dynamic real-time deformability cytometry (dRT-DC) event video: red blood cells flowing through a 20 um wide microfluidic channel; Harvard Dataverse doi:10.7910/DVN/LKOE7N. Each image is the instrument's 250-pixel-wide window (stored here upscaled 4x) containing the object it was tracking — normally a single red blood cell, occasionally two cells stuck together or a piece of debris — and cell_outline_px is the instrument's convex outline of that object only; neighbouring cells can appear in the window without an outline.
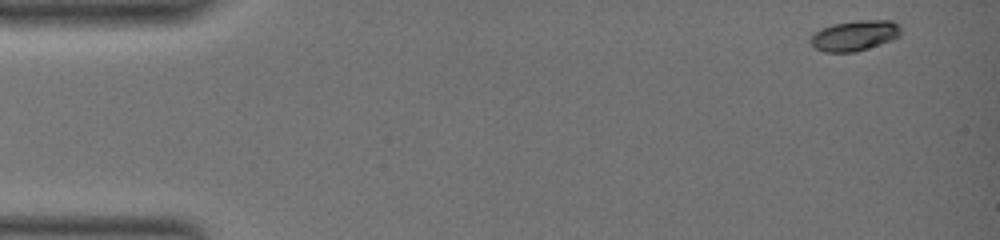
{"species": "common noctule bat (a hibernating species)", "species_latin": "Nyctalus noctula", "temperature_condition": "warm", "stored_images_in_passage": 49, "camera_frame_rate_fps": 3000, "um_per_image_px": 0.085, "animal": {"sex": "female", "body_mass_g": 19.0, "forearm_length_mm": 51.5}, "frame": {"image": 1, "passage_image": 1, "time_ms": 0.0, "image_size_px": [1000, 240], "cell_outline_px": [[900, 36], [880, 44], [856, 52], [824, 52], [816, 48], [808, 40], [820, 28], [832, 24], [856, 20], [892, 20], [900, 24]], "centroid_in_image_um": [72.65, 3.01], "position_along_channel_um": 12.4, "area_um2": 16.07}}
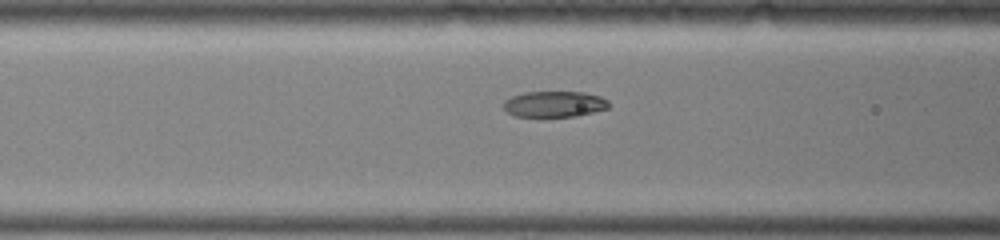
{"frame": {"image": 2, "passage_image": 20, "time_ms": 6.333, "image_size_px": [1000, 240], "cell_outline_px": [[608, 108], [576, 116], [516, 116], [508, 112], [504, 108], [504, 100], [512, 96], [524, 92], [584, 92], [600, 96], [608, 100]], "centroid_in_image_um": [47.12, 8.84], "position_along_channel_um": 119.5, "area_um2": 15.72}}
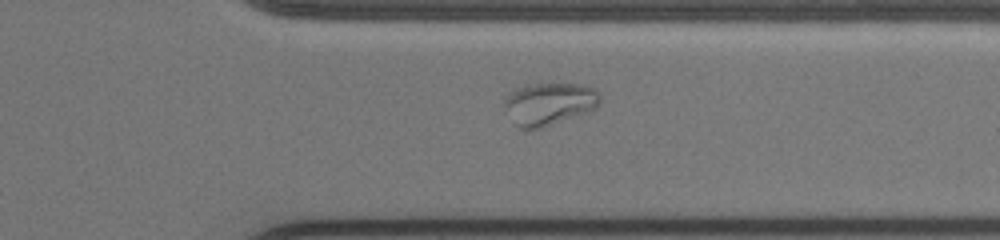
{"frame": {"image": 3, "passage_image": 40, "time_ms": 13.0, "image_size_px": [1000, 240], "cell_outline_px": [[600, 104], [596, 108], [588, 112], [540, 128], [520, 128], [512, 124], [504, 108], [504, 100], [508, 92], [520, 88], [536, 84], [584, 84], [596, 88], [600, 92]], "centroid_in_image_um": [46.69, 8.82], "position_along_channel_um": 364.7, "area_um2": 23.81}, "authors_computed_cell_mechanics": {"area_um2": 16.8198, "velocity_mm_per_s": 3.6778, "shape_relaxation_time_tau1_ms": null, "shape_relaxation_time_tau2_ms": 0.9676, "deformation_change_tau1": null, "deformation_change_tau2": 0.0389}}